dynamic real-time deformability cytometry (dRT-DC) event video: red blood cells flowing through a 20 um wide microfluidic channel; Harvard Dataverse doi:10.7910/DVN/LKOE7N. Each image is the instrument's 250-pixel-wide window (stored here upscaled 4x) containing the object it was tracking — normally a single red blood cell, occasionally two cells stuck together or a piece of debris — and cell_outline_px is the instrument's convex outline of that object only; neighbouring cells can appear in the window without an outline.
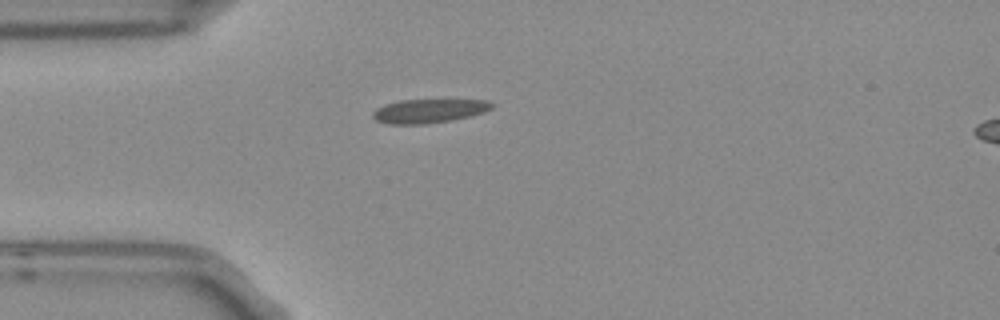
{"species": "Egyptian fruit bat (a non-hibernating species)", "species_latin": "Rousettus aegyptiacus", "temperature_condition": "room temperature", "stored_images_in_passage": 1, "camera_frame_rate_fps": 3000, "um_per_image_px": 0.085, "frame": {"image": 1, "passage_image": 1, "time_ms": 0.0, "image_size_px": [1000, 320], "cell_outline_px": [[496, 104], [492, 108], [484, 112], [452, 120], [424, 124], [388, 124], [376, 120], [372, 116], [372, 112], [376, 108], [384, 104], [400, 100], [488, 100]], "centroid_in_image_um": [36.44, 9.42], "position_along_channel_um": 48.6, "area_um2": 16.59}}